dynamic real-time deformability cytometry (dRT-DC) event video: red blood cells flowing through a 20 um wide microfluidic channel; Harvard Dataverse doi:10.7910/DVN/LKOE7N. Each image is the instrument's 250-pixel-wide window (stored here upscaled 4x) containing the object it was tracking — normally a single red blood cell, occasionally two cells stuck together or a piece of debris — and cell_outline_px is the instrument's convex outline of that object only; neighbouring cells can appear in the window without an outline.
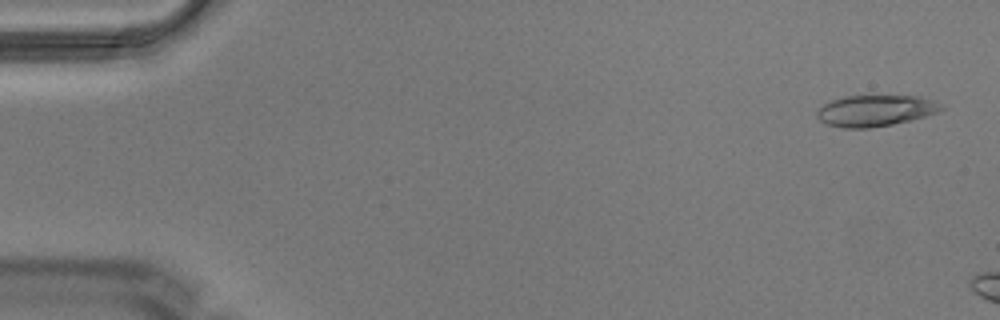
{"species": "Egyptian fruit bat (a non-hibernating species)", "species_latin": "Rousettus aegyptiacus", "temperature_condition": "warm", "stored_images_in_passage": 3, "camera_frame_rate_fps": 3000, "um_per_image_px": 0.085, "animal": {"sex": "male"}, "frame": {"image": 1, "passage_image": 1, "time_ms": 0.0, "image_size_px": [1000, 320], "cell_outline_px": [[944, 108], [936, 112], [924, 116], [892, 124], [868, 128], [844, 128], [828, 124], [820, 120], [816, 116], [816, 112], [824, 104], [832, 100], [844, 96], [920, 96], [932, 100], [940, 104]], "centroid_in_image_um": [74.37, 9.4], "position_along_channel_um": 10.6, "area_um2": 22.25}}